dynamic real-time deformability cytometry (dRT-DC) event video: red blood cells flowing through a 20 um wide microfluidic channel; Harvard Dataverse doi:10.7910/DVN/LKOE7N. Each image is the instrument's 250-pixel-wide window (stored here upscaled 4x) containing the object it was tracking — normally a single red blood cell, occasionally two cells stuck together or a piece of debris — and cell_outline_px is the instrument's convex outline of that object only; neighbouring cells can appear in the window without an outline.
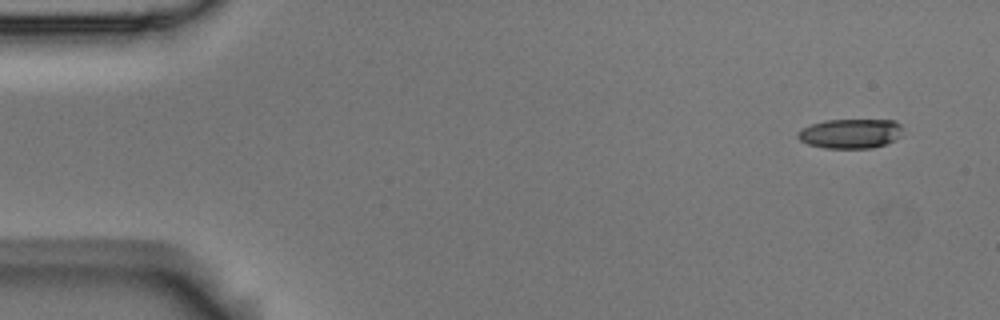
{"species": "Egyptian fruit bat (a non-hibernating species)", "species_latin": "Rousettus aegyptiacus", "temperature_condition": "room temperature", "stored_images_in_passage": 3, "camera_frame_rate_fps": 3000, "um_per_image_px": 0.085, "animal": {"sex": "male"}, "frame": {"image": 1, "passage_image": 3, "time_ms": 0.667, "image_size_px": [1000, 320], "cell_outline_px": [[900, 136], [896, 140], [872, 148], [824, 148], [808, 144], [800, 140], [796, 136], [796, 132], [812, 124], [824, 120], [896, 120], [900, 124]], "centroid_in_image_um": [72.27, 11.35], "position_along_channel_um": 12.7, "area_um2": 18.03}}